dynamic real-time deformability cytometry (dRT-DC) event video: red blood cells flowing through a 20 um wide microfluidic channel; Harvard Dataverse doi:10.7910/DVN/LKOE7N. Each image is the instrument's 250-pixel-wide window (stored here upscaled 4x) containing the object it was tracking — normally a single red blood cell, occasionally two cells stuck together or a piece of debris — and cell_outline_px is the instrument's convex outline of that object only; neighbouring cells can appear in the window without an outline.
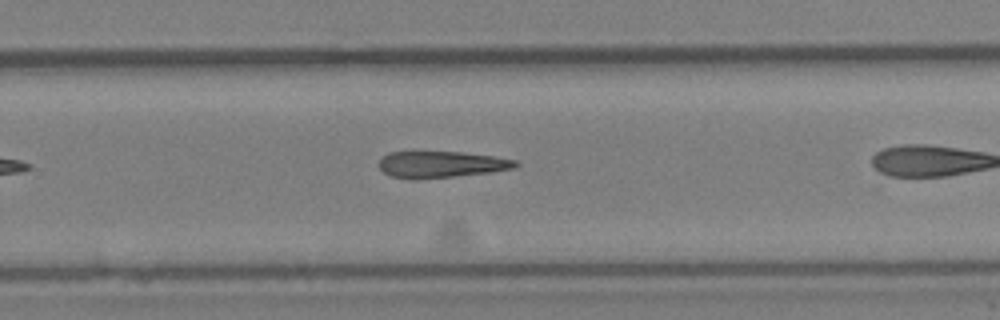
{"species": "Egyptian fruit bat (a non-hibernating species)", "species_latin": "Rousettus aegyptiacus", "temperature_condition": "cold", "stored_images_in_passage": 19, "camera_frame_rate_fps": 3000, "um_per_image_px": 0.085, "animal": {"sex": "female"}, "frame": {"image": 1, "passage_image": 13, "time_ms": 4.0, "image_size_px": [1000, 320], "cell_outline_px": [[520, 164], [512, 168], [488, 172], [416, 180], [392, 176], [384, 172], [380, 168], [380, 160], [388, 152], [460, 152], [492, 156], [516, 160]], "centroid_in_image_um": [37.48, 13.97], "position_along_channel_um": 292.3, "area_um2": 20.69}}